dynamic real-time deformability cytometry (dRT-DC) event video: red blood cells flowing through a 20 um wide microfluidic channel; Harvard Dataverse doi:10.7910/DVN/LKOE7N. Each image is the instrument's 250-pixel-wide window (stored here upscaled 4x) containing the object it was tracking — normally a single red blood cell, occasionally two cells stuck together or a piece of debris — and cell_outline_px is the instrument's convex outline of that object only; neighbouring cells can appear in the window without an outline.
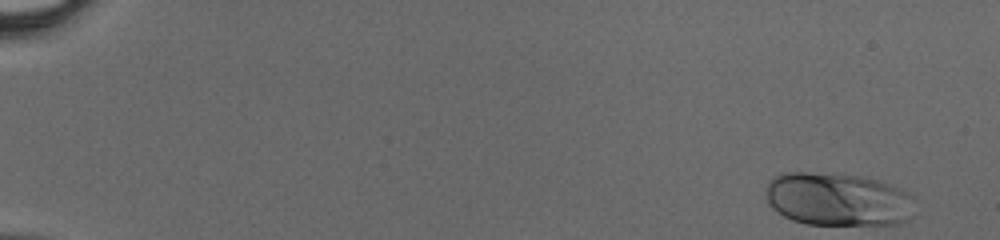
{"species": "human", "species_latin": "Homo sapiens", "temperature_condition": "cold", "stored_images_in_passage": 13, "camera_frame_rate_fps": 3000, "um_per_image_px": 0.085, "donor": {"sex": "male"}, "frame": {"image": 1, "passage_image": 1, "time_ms": 0.0, "image_size_px": [1000, 240], "cell_outline_px": [[912, 196], [908, 220], [900, 224], [808, 224], [792, 220], [784, 216], [772, 208], [768, 204], [768, 184], [772, 176], [784, 172], [808, 172], [856, 176], [880, 180], [892, 184], [900, 188]], "centroid_in_image_um": [71.19, 16.94], "position_along_channel_um": 13.8, "area_um2": 45.84}}